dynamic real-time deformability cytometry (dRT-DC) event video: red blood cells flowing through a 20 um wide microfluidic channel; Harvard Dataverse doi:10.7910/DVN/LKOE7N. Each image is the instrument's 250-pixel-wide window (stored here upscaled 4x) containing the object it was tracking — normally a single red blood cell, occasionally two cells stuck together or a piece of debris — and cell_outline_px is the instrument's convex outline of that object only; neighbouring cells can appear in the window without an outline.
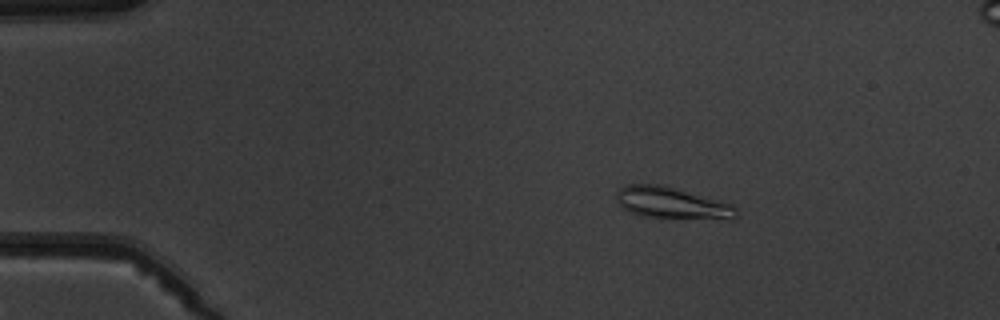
{"species": "common noctule bat (a hibernating species)", "species_latin": "Nyctalus noctula", "temperature_condition": "warm", "stored_images_in_passage": 6, "camera_frame_rate_fps": 3000, "um_per_image_px": 0.085, "animal": {"sex": "male", "body_mass_g": 19.5, "forearm_length_mm": 54.6}, "frame": {"image": 1, "passage_image": 3, "time_ms": 3.0, "image_size_px": [1000, 320], "cell_outline_px": [[736, 216], [732, 220], [728, 220], [640, 216], [624, 208], [620, 204], [616, 192], [620, 188], [628, 184], [660, 184], [732, 204], [736, 208]], "centroid_in_image_um": [57.14, 17.27], "position_along_channel_um": 27.9, "area_um2": 21.79}}